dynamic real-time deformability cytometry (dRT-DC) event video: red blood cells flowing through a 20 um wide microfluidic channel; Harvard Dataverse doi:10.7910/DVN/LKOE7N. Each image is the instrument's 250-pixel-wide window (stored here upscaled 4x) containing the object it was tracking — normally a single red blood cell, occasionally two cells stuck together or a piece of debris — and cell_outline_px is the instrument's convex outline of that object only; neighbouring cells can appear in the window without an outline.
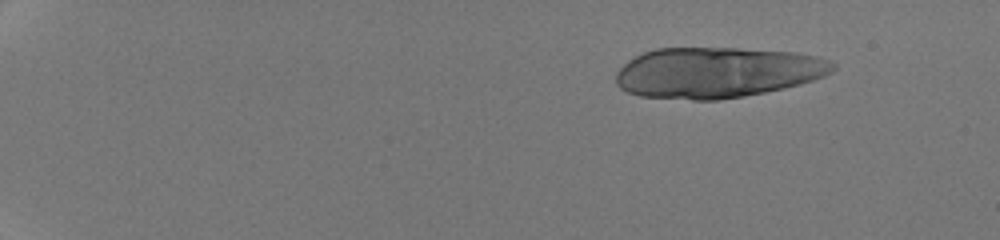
{"species": "human", "species_latin": "Homo sapiens", "temperature_condition": "room temperature", "stored_images_in_passage": 24, "camera_frame_rate_fps": 3000, "um_per_image_px": 0.085, "donor": {"sex": "male"}, "frame": {"image": 1, "passage_image": 7, "time_ms": 2.0, "image_size_px": [1000, 240], "cell_outline_px": [[836, 68], [832, 72], [824, 76], [800, 84], [764, 92], [744, 96], [720, 100], [692, 100], [640, 96], [628, 92], [620, 88], [616, 84], [616, 72], [628, 60], [644, 52], [656, 48], [736, 48], [796, 52], [828, 60], [836, 64]], "centroid_in_image_um": [60.93, 6.16], "position_along_channel_um": 24.1, "area_um2": 64.04}}